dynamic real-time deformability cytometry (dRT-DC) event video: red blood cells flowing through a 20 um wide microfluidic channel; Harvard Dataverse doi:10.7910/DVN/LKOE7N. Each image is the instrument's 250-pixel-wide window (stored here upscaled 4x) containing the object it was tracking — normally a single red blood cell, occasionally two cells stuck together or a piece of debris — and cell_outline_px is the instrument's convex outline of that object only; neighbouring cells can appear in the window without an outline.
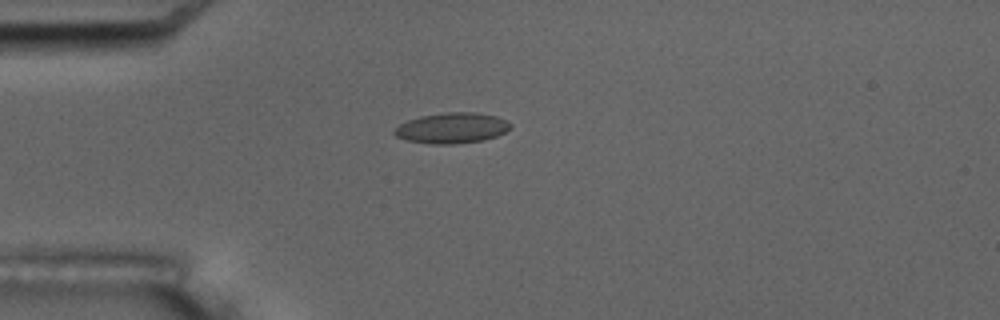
{"species": "common noctule bat (a hibernating species)", "species_latin": "Nyctalus noctula", "temperature_condition": "room temperature", "stored_images_in_passage": 4, "camera_frame_rate_fps": 3000, "um_per_image_px": 0.085, "animal": {"sex": "male", "body_mass_g": 17.5, "forearm_length_mm": 52.3}, "frame": {"image": 1, "passage_image": 2, "time_ms": 1.333, "image_size_px": [1000, 320], "cell_outline_px": [[512, 128], [496, 136], [484, 140], [456, 144], [432, 144], [408, 140], [396, 136], [392, 132], [400, 124], [408, 120], [420, 116], [444, 112], [476, 112], [496, 116], [512, 124]], "centroid_in_image_um": [38.43, 10.88], "position_along_channel_um": 46.6, "area_um2": 20.69}}